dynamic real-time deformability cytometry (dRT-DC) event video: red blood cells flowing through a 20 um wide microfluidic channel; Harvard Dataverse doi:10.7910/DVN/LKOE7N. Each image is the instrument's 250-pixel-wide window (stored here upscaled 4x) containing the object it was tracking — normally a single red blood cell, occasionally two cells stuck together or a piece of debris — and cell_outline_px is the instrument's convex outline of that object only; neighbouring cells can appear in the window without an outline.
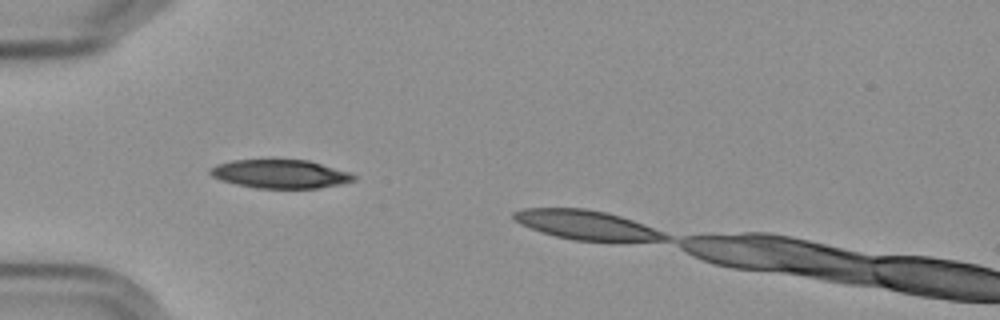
{"species": "Egyptian fruit bat (a non-hibernating species)", "species_latin": "Rousettus aegyptiacus", "temperature_condition": "cold", "stored_images_in_passage": 4, "segment_of_instrument_passage": [1, 2], "camera_frame_rate_fps": 3000, "um_per_image_px": 0.085, "frame": {"image": 1, "passage_image": 2, "time_ms": 1.333, "image_size_px": [1000, 320], "cell_outline_px": [[356, 180], [340, 184], [320, 188], [256, 188], [236, 184], [220, 180], [212, 176], [208, 172], [216, 164], [232, 160], [272, 156], [308, 160], [348, 172], [356, 176]], "centroid_in_image_um": [23.77, 14.73], "position_along_channel_um": 61.2, "area_um2": 24.85}}
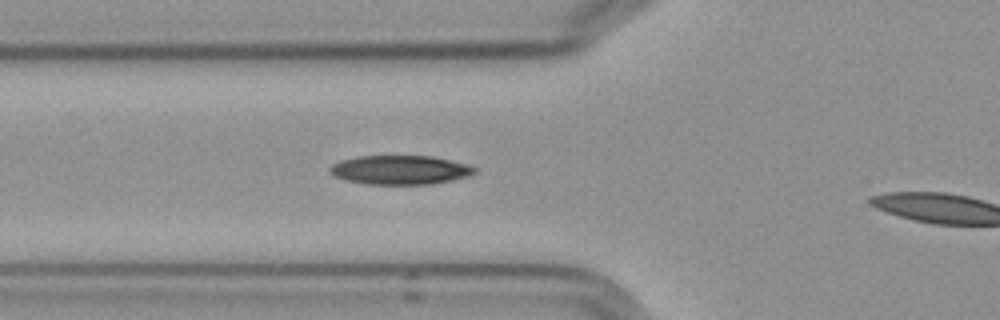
{"frame": {"image": 2, "passage_image": 3, "time_ms": 2.333, "image_size_px": [1000, 320], "cell_outline_px": [[476, 172], [468, 176], [452, 180], [432, 184], [368, 184], [344, 180], [328, 172], [328, 168], [332, 164], [340, 160], [356, 156], [432, 156], [468, 164], [476, 168]], "centroid_in_image_um": [33.98, 14.44], "position_along_channel_um": 91.8, "area_um2": 24.62}}